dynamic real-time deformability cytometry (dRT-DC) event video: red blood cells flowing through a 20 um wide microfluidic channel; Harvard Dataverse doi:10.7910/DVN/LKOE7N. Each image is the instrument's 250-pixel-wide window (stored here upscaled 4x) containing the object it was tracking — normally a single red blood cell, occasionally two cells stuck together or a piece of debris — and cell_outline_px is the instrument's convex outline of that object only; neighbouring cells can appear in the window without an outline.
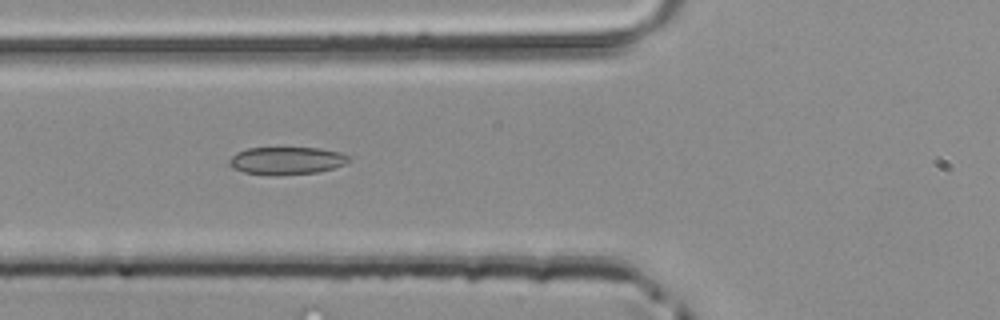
{"species": "common noctule bat (a hibernating species)", "species_latin": "Nyctalus noctula", "temperature_condition": "room temperature", "stored_images_in_passage": 48, "camera_frame_rate_fps": 3000, "um_per_image_px": 0.085, "animal": {"sex": "male", "body_mass_g": 20.4}, "frame": {"image": 1, "passage_image": 18, "time_ms": 5.667, "image_size_px": [1000, 320], "cell_outline_px": [[352, 160], [344, 164], [332, 168], [316, 172], [276, 176], [272, 176], [244, 172], [232, 168], [228, 160], [236, 152], [248, 148], [320, 148], [340, 152], [348, 156]], "centroid_in_image_um": [24.34, 13.66], "position_along_channel_um": 101.5, "area_um2": 19.31}}
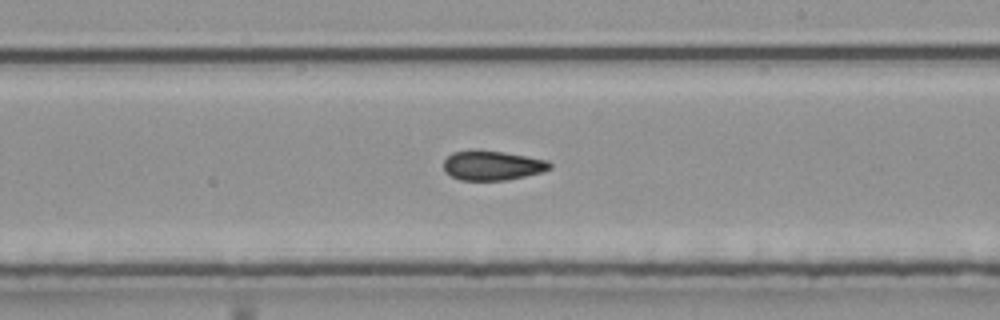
{"frame": {"image": 2, "passage_image": 28, "time_ms": 9.0, "image_size_px": [1000, 320], "cell_outline_px": [[552, 168], [540, 172], [508, 180], [460, 180], [452, 176], [444, 168], [444, 160], [452, 152], [468, 148], [476, 148], [504, 152], [548, 160], [552, 164]], "centroid_in_image_um": [41.83, 14.03], "position_along_channel_um": 247.2, "area_um2": 18.55}}
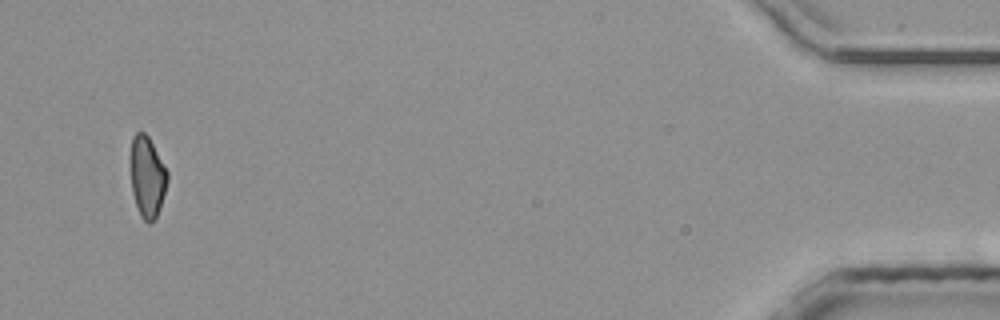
{"frame": {"image": 3, "passage_image": 46, "time_ms": 15.0, "image_size_px": [1000, 320], "cell_outline_px": [[168, 180], [160, 208], [156, 220], [148, 224], [140, 216], [132, 192], [132, 136], [136, 132], [144, 132], [148, 136], [168, 172]], "centroid_in_image_um": [12.54, 15.08], "position_along_channel_um": 422.7, "area_um2": 17.11}}